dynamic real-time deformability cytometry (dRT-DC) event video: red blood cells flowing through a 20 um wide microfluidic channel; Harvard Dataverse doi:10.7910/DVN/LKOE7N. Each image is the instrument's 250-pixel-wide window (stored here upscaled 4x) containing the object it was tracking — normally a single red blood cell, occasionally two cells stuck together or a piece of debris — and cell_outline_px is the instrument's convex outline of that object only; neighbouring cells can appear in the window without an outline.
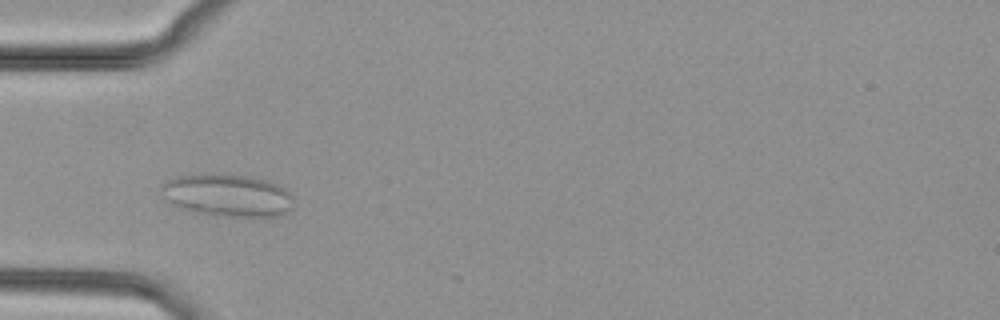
{"species": "common noctule bat (a hibernating species)", "species_latin": "Nyctalus noctula", "temperature_condition": "cold", "stored_images_in_passage": 4, "camera_frame_rate_fps": 3000, "um_per_image_px": 0.085, "animal": {"sex": "female", "body_mass_g": 29.2, "forearm_length_mm": 56.3}, "frame": {"image": 1, "passage_image": 1, "time_ms": 0.0, "image_size_px": [1000, 320], "cell_outline_px": [[292, 208], [288, 212], [280, 216], [208, 216], [180, 208], [164, 200], [160, 192], [160, 188], [168, 180], [176, 176], [212, 172], [252, 176], [276, 184], [284, 188], [292, 196]], "centroid_in_image_um": [19.28, 16.59], "position_along_channel_um": 65.7, "area_um2": 33.41}}